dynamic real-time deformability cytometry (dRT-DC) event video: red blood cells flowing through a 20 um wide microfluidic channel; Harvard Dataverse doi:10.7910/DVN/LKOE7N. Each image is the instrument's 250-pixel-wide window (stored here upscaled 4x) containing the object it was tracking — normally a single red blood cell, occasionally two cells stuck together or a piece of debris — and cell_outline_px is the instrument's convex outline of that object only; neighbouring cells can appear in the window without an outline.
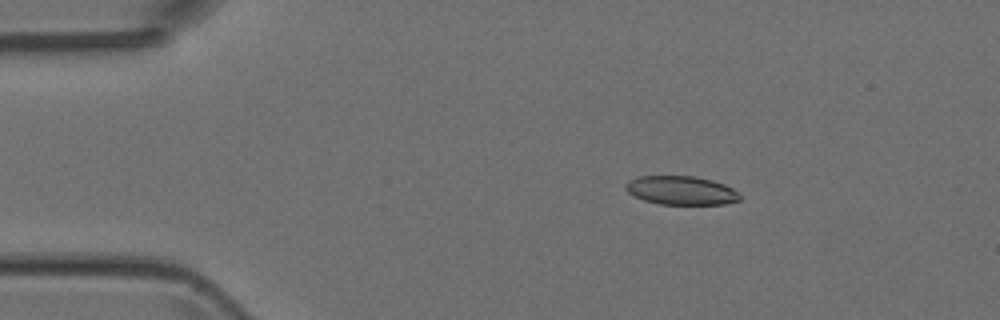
{"species": "Egyptian fruit bat (a non-hibernating species)", "species_latin": "Rousettus aegyptiacus", "temperature_condition": "room temperature", "stored_images_in_passage": 6, "camera_frame_rate_fps": 3000, "um_per_image_px": 0.085, "animal": {"sex": "female"}, "frame": {"image": 1, "passage_image": 2, "time_ms": 1.0, "image_size_px": [1000, 320], "cell_outline_px": [[740, 200], [724, 204], [660, 204], [644, 200], [628, 192], [624, 188], [624, 184], [628, 180], [640, 176], [692, 176], [712, 180], [724, 184], [732, 188], [740, 196]], "centroid_in_image_um": [57.87, 16.18], "position_along_channel_um": 27.1, "area_um2": 19.02}}
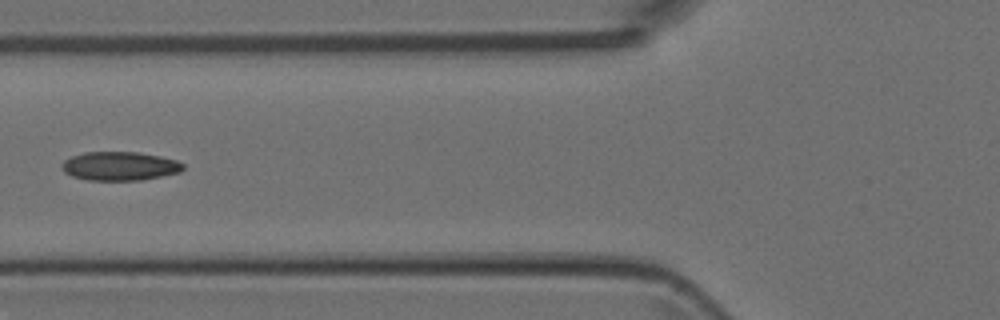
{"frame": {"image": 2, "passage_image": 5, "time_ms": 4.667, "image_size_px": [1000, 320], "cell_outline_px": [[184, 168], [180, 172], [140, 180], [88, 180], [72, 176], [64, 172], [60, 168], [60, 164], [64, 160], [72, 156], [84, 152], [136, 152], [160, 156], [176, 160], [184, 164]], "centroid_in_image_um": [10.14, 14.11], "position_along_channel_um": 115.7, "area_um2": 20.35}}
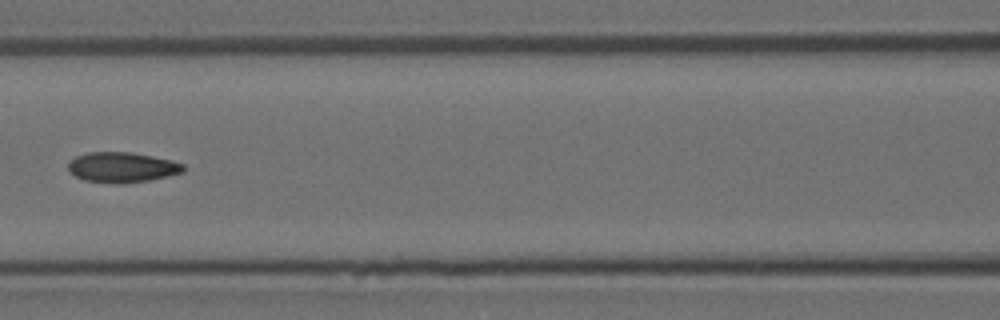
{"frame": {"image": 3, "passage_image": 6, "time_ms": 5.667, "image_size_px": [1000, 320], "cell_outline_px": [[184, 172], [148, 180], [84, 180], [68, 172], [68, 160], [76, 156], [88, 152], [132, 152], [172, 160], [184, 164]], "centroid_in_image_um": [10.36, 14.15], "position_along_channel_um": 156.2, "area_um2": 19.42}}